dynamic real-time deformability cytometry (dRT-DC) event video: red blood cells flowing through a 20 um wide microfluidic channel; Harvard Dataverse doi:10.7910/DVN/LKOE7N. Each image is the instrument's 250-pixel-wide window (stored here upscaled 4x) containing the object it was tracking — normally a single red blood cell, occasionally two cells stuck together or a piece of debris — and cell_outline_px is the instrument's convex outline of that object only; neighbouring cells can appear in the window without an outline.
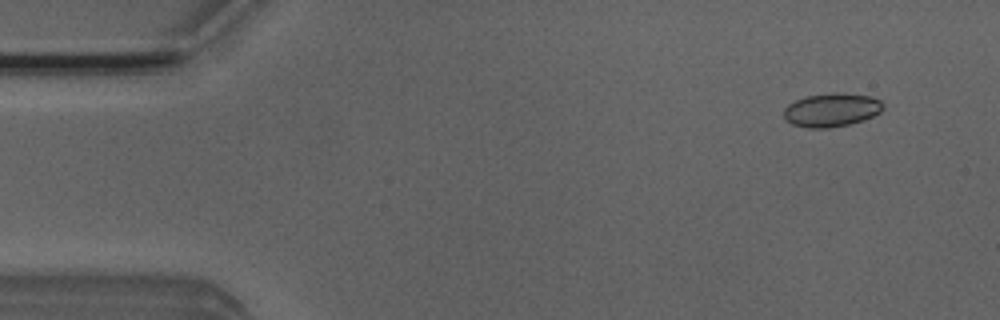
{"species": "Egyptian fruit bat (a non-hibernating species)", "species_latin": "Rousettus aegyptiacus", "temperature_condition": "room temperature", "stored_images_in_passage": 4, "camera_frame_rate_fps": 3000, "um_per_image_px": 0.085, "animal": {"sex": "male"}, "frame": {"image": 1, "passage_image": 1, "time_ms": 0.0, "image_size_px": [1000, 320], "cell_outline_px": [[884, 108], [880, 112], [864, 120], [848, 124], [828, 128], [808, 128], [792, 124], [784, 120], [784, 108], [788, 104], [804, 96], [832, 92], [836, 92], [868, 96], [880, 100], [884, 104]], "centroid_in_image_um": [70.65, 9.34], "position_along_channel_um": 14.3, "area_um2": 19.54}}
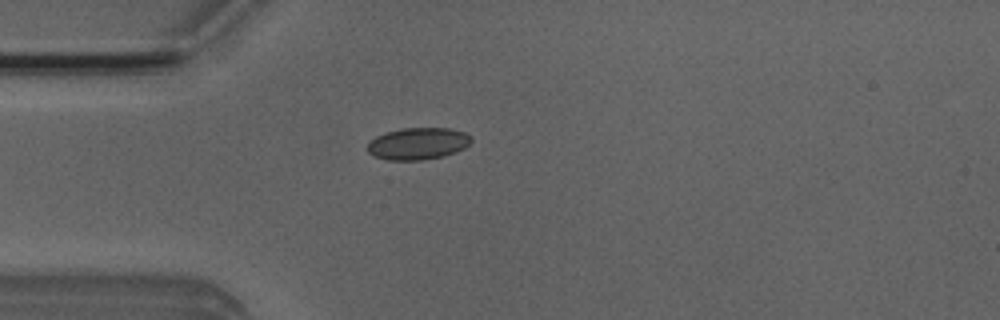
{"frame": {"image": 2, "passage_image": 4, "time_ms": 1.0, "image_size_px": [1000, 320], "cell_outline_px": [[472, 140], [464, 148], [456, 152], [444, 156], [420, 160], [388, 160], [376, 156], [368, 152], [368, 144], [376, 136], [388, 132], [404, 128], [448, 128], [464, 132], [472, 136]], "centroid_in_image_um": [35.56, 12.21], "position_along_channel_um": 49.4, "area_um2": 19.13}}